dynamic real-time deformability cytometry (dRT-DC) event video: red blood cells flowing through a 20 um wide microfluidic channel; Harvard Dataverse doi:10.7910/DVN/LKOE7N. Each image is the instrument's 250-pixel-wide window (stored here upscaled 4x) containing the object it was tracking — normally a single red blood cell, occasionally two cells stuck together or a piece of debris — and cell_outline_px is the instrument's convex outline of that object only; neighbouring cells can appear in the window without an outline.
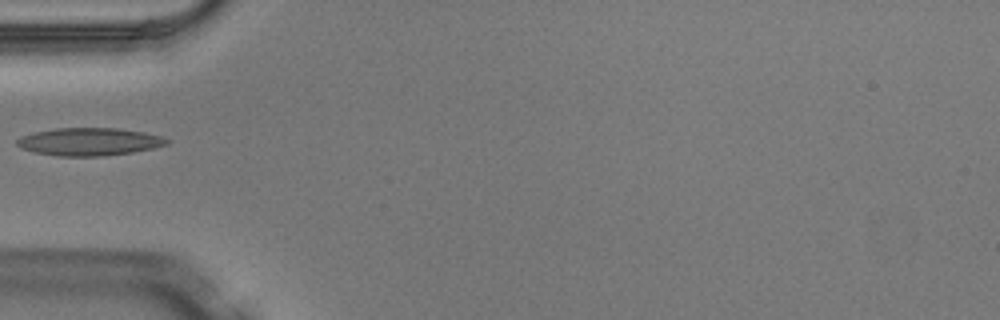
{"species": "Egyptian fruit bat (a non-hibernating species)", "species_latin": "Rousettus aegyptiacus", "temperature_condition": "warm", "stored_images_in_passage": 2, "camera_frame_rate_fps": 3000, "um_per_image_px": 0.085, "animal": {"sex": "male"}, "frame": {"image": 1, "passage_image": 2, "time_ms": 0.333, "image_size_px": [1000, 320], "cell_outline_px": [[168, 144], [152, 148], [132, 152], [100, 156], [56, 156], [36, 152], [20, 148], [16, 144], [16, 140], [20, 136], [36, 132], [56, 128], [116, 128], [144, 132], [160, 136], [168, 140]], "centroid_in_image_um": [7.55, 12.04], "position_along_channel_um": 77.5, "area_um2": 24.04}}